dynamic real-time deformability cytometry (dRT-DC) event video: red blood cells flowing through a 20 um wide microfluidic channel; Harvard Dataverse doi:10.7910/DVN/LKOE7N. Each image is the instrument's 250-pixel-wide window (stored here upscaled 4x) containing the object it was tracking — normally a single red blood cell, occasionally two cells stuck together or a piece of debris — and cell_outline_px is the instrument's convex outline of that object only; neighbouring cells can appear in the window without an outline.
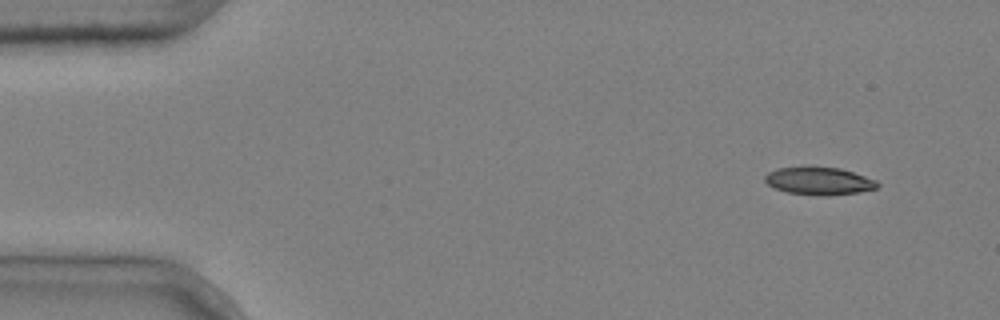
{"species": "common noctule bat (a hibernating species)", "species_latin": "Nyctalus noctula", "temperature_condition": "cold", "stored_images_in_passage": 4, "camera_frame_rate_fps": 3000, "um_per_image_px": 0.085, "animal": {"sex": "male", "body_mass_g": 20.4}, "frame": {"image": 1, "passage_image": 1, "time_ms": 0.0, "image_size_px": [1000, 320], "cell_outline_px": [[880, 184], [876, 188], [860, 192], [828, 196], [816, 196], [788, 192], [776, 188], [768, 184], [764, 180], [764, 176], [768, 172], [780, 168], [804, 164], [812, 164], [840, 168], [876, 180]], "centroid_in_image_um": [69.59, 15.35], "position_along_channel_um": 15.4, "area_um2": 18.79}}
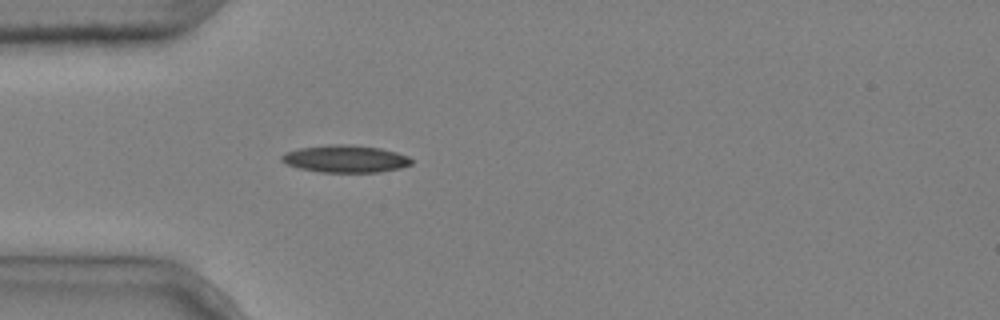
{"frame": {"image": 2, "passage_image": 4, "time_ms": 1.0, "image_size_px": [1000, 320], "cell_outline_px": [[412, 164], [400, 168], [380, 172], [320, 172], [300, 168], [288, 164], [280, 160], [280, 156], [284, 152], [300, 148], [332, 144], [352, 144], [380, 148], [396, 152], [408, 156], [412, 160]], "centroid_in_image_um": [29.36, 13.49], "position_along_channel_um": 55.6, "area_um2": 20.69}}